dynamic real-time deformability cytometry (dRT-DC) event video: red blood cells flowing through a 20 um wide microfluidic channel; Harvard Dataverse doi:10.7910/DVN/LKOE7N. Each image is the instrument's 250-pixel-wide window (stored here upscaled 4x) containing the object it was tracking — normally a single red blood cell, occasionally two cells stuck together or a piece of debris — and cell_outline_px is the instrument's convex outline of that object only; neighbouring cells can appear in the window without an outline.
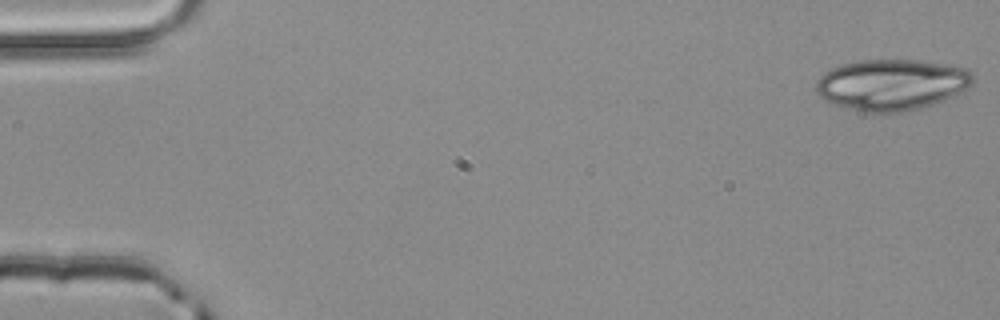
{"species": "common noctule bat (a hibernating species)", "species_latin": "Nyctalus noctula", "temperature_condition": "room temperature", "stored_images_in_passage": 3, "camera_frame_rate_fps": 3000, "um_per_image_px": 0.085, "animal": {"sex": "male", "body_mass_g": 20.4}, "frame": {"image": 1, "passage_image": 1, "time_ms": 0.0, "image_size_px": [1000, 320], "cell_outline_px": [[972, 84], [960, 92], [944, 100], [920, 108], [900, 112], [864, 112], [832, 104], [824, 100], [816, 92], [816, 80], [824, 72], [832, 68], [856, 60], [920, 60], [948, 64], [968, 68], [972, 72]], "centroid_in_image_um": [75.78, 7.19], "position_along_channel_um": 9.2, "area_um2": 46.82}}